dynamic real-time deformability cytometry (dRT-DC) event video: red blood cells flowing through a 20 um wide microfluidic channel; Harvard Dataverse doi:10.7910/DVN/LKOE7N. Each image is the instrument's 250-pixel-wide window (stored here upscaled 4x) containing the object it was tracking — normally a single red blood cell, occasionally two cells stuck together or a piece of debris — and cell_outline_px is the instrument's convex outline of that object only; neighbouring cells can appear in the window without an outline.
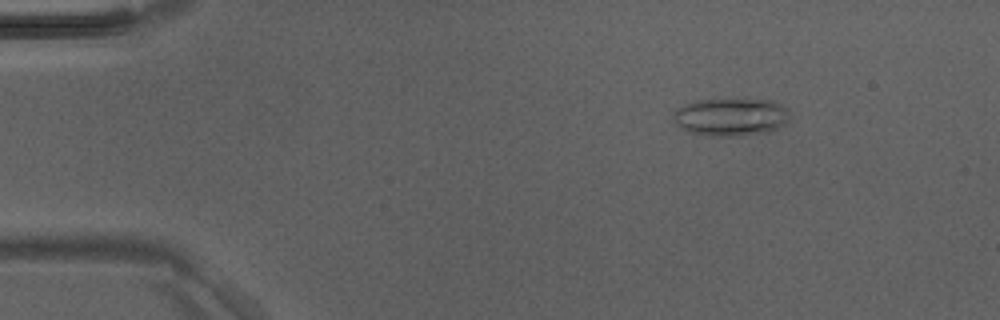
{"species": "Egyptian fruit bat (a non-hibernating species)", "species_latin": "Rousettus aegyptiacus", "temperature_condition": "room temperature", "stored_images_in_passage": 3, "camera_frame_rate_fps": 3000, "um_per_image_px": 0.085, "animal": {"sex": "male"}, "frame": {"image": 1, "passage_image": 1, "time_ms": 0.0, "image_size_px": [1000, 320], "cell_outline_px": [[788, 120], [784, 124], [772, 132], [740, 136], [712, 136], [688, 132], [680, 128], [676, 124], [672, 116], [672, 112], [676, 108], [684, 104], [696, 100], [728, 96], [776, 100], [788, 108]], "centroid_in_image_um": [62.12, 9.89], "position_along_channel_um": 22.9, "area_um2": 27.17}}